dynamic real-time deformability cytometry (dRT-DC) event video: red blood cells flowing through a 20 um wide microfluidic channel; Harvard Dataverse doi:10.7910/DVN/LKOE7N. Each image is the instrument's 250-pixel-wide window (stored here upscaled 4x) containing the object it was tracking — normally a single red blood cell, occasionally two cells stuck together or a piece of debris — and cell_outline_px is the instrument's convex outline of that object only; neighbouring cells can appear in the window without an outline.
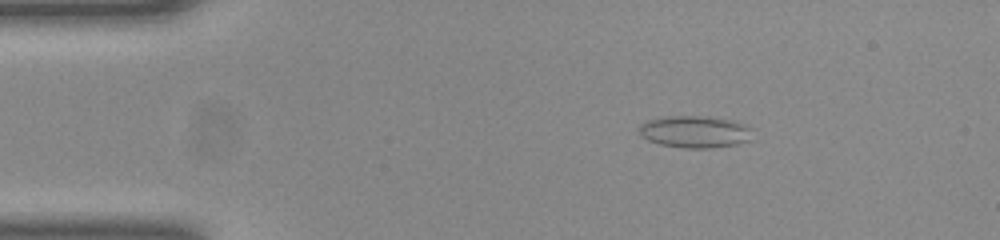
{"species": "common noctule bat (a hibernating species)", "species_latin": "Nyctalus noctula", "temperature_condition": "room temperature", "stored_images_in_passage": 11, "camera_frame_rate_fps": 3000, "um_per_image_px": 0.085, "animal": {"sex": "female", "body_mass_g": 23.0, "forearm_length_mm": 53.4}, "frame": {"image": 1, "passage_image": 4, "time_ms": 1.0, "image_size_px": [1000, 240], "cell_outline_px": [[752, 140], [736, 144], [708, 148], [684, 148], [660, 144], [648, 140], [640, 132], [640, 124], [648, 120], [672, 116], [696, 116], [732, 120], [748, 128]], "centroid_in_image_um": [59.04, 11.21], "position_along_channel_um": 26.0, "area_um2": 20.58}}